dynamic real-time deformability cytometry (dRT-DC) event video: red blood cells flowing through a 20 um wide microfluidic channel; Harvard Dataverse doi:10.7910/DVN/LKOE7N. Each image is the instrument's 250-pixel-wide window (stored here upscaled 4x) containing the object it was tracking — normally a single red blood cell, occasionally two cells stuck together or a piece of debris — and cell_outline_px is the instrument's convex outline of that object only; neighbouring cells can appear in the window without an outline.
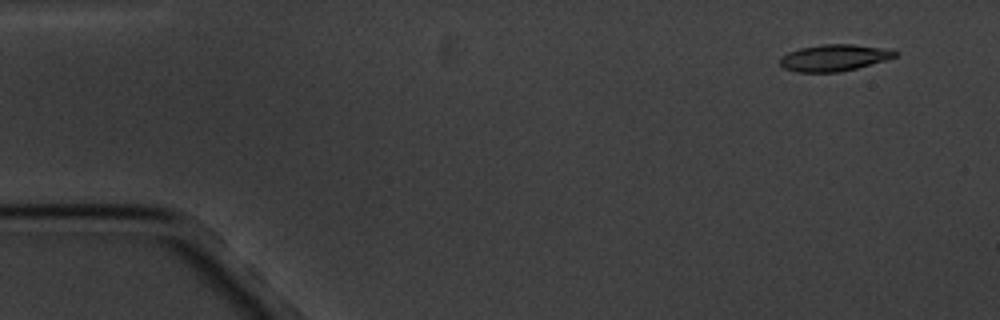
{"species": "common noctule bat (a hibernating species)", "species_latin": "Nyctalus noctula", "temperature_condition": "cold", "stored_images_in_passage": 4, "camera_frame_rate_fps": 3000, "um_per_image_px": 0.085, "animal": {"sex": "male", "body_mass_g": 20.1, "forearm_length_mm": 53.5}, "frame": {"image": 1, "passage_image": 1, "time_ms": 0.0, "image_size_px": [1000, 320], "cell_outline_px": [[900, 52], [896, 56], [884, 60], [856, 68], [840, 72], [796, 72], [784, 68], [780, 64], [780, 56], [788, 52], [800, 48], [820, 44], [852, 44], [880, 48]], "centroid_in_image_um": [70.84, 4.91], "position_along_channel_um": 14.2, "area_um2": 17.69}}